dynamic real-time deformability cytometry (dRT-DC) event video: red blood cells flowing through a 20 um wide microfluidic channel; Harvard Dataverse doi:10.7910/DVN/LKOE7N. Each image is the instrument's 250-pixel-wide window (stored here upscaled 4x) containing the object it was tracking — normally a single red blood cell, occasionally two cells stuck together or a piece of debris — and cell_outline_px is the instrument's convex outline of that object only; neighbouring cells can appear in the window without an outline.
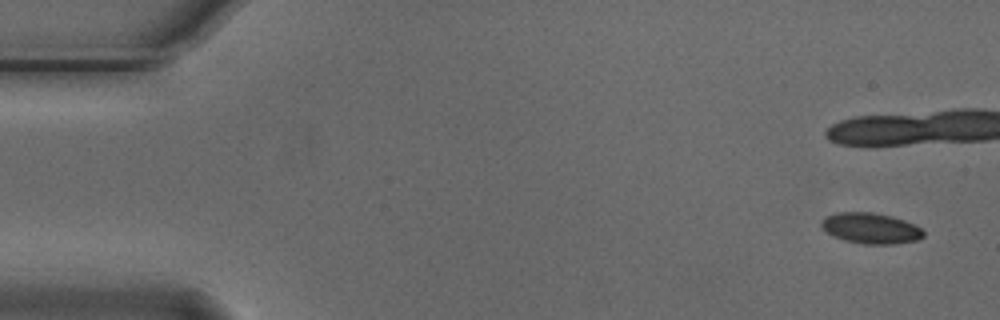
{"species": "Egyptian fruit bat (a non-hibernating species)", "species_latin": "Rousettus aegyptiacus", "temperature_condition": "cold", "stored_images_in_passage": 5, "camera_frame_rate_fps": 3000, "um_per_image_px": 0.085, "animal": {"sex": "male"}, "frame": {"image": 1, "passage_image": 1, "time_ms": 0.0, "image_size_px": [1000, 320], "cell_outline_px": [[924, 236], [916, 240], [896, 244], [864, 244], [844, 240], [832, 236], [820, 224], [820, 220], [828, 216], [840, 212], [872, 212], [892, 216], [904, 220], [920, 228], [924, 232]], "centroid_in_image_um": [74.01, 19.4], "position_along_channel_um": 11.0, "area_um2": 18.15}}
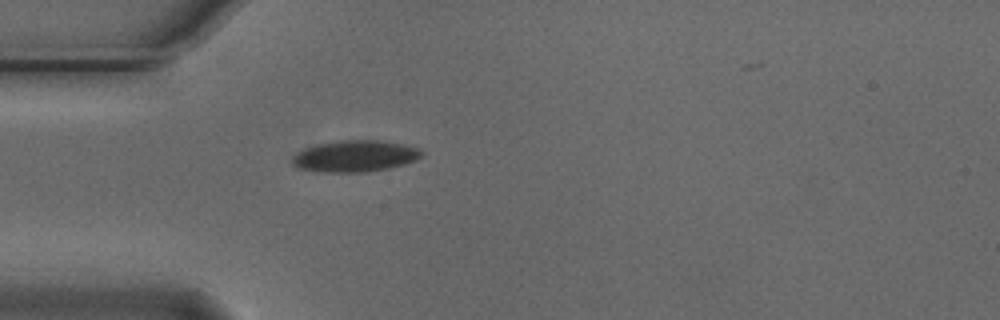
{"frame": {"image": 2, "passage_image": 5, "time_ms": 1.333, "image_size_px": [1000, 320], "cell_outline_px": [[424, 152], [416, 160], [404, 164], [388, 168], [368, 172], [316, 172], [296, 168], [292, 164], [292, 160], [296, 152], [304, 148], [336, 140], [380, 140], [404, 144], [420, 148]], "centroid_in_image_um": [30.16, 13.27], "position_along_channel_um": 54.8, "area_um2": 23.99}}